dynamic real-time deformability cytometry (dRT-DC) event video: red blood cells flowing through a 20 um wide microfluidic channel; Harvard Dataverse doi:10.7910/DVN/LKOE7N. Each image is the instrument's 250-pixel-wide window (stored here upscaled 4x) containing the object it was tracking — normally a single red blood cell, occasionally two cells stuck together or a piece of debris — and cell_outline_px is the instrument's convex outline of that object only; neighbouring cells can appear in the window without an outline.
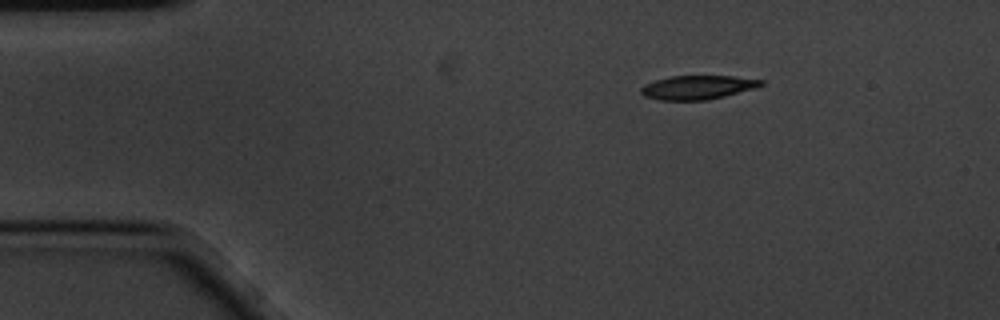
{"species": "common noctule bat (a hibernating species)", "species_latin": "Nyctalus noctula", "temperature_condition": "cold", "stored_images_in_passage": 3, "camera_frame_rate_fps": 3000, "um_per_image_px": 0.085, "animal": {"sex": "male", "body_mass_g": 20.1, "forearm_length_mm": 53.5}, "frame": {"image": 1, "passage_image": 1, "time_ms": 0.0, "image_size_px": [1000, 320], "cell_outline_px": [[764, 84], [756, 88], [708, 100], [660, 100], [644, 96], [640, 92], [640, 88], [644, 84], [656, 80], [672, 76], [732, 76], [764, 80]], "centroid_in_image_um": [59.3, 7.43], "position_along_channel_um": 25.7, "area_um2": 16.7}}